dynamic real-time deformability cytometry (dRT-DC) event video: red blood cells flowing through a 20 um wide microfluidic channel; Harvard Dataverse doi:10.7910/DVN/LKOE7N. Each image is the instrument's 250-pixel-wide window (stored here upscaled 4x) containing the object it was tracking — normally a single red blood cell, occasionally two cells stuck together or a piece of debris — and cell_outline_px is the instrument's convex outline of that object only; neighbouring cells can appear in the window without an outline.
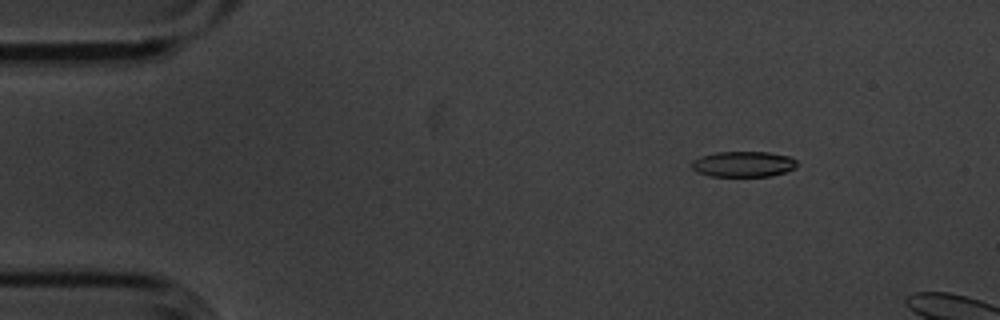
{"species": "common noctule bat (a hibernating species)", "species_latin": "Nyctalus noctula", "temperature_condition": "cold", "stored_images_in_passage": 5, "camera_frame_rate_fps": 3000, "um_per_image_px": 0.085, "animal": {"sex": "male", "body_mass_g": 20.1, "forearm_length_mm": 53.5}, "frame": {"image": 1, "passage_image": 3, "time_ms": 0.667, "image_size_px": [1000, 320], "cell_outline_px": [[796, 168], [784, 172], [768, 176], [712, 176], [696, 172], [692, 168], [692, 160], [700, 156], [716, 152], [768, 152], [788, 156], [796, 160]], "centroid_in_image_um": [63.16, 13.94], "position_along_channel_um": 21.8, "area_um2": 15.66}}